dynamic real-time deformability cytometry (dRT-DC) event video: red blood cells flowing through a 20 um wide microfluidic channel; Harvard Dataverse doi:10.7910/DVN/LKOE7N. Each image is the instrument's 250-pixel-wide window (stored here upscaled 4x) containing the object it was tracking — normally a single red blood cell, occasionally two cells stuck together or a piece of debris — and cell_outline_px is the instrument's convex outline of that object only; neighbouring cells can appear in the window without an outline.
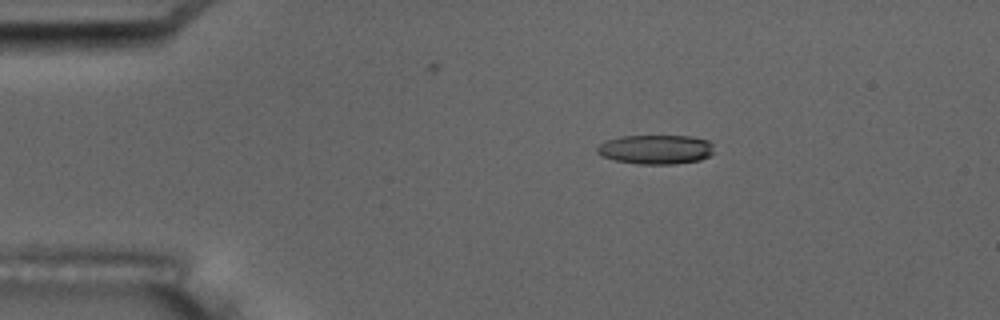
{"species": "common noctule bat (a hibernating species)", "species_latin": "Nyctalus noctula", "temperature_condition": "room temperature", "stored_images_in_passage": 2, "camera_frame_rate_fps": 3000, "um_per_image_px": 0.085, "animal": {"sex": "male", "body_mass_g": 17.5, "forearm_length_mm": 52.3}, "frame": {"image": 1, "passage_image": 2, "time_ms": 3.333, "image_size_px": [1000, 320], "cell_outline_px": [[712, 152], [708, 156], [700, 160], [676, 164], [640, 164], [616, 160], [600, 156], [596, 152], [596, 148], [604, 140], [620, 136], [692, 136], [708, 140], [712, 144]], "centroid_in_image_um": [55.7, 12.69], "position_along_channel_um": 29.3, "area_um2": 20.06}}